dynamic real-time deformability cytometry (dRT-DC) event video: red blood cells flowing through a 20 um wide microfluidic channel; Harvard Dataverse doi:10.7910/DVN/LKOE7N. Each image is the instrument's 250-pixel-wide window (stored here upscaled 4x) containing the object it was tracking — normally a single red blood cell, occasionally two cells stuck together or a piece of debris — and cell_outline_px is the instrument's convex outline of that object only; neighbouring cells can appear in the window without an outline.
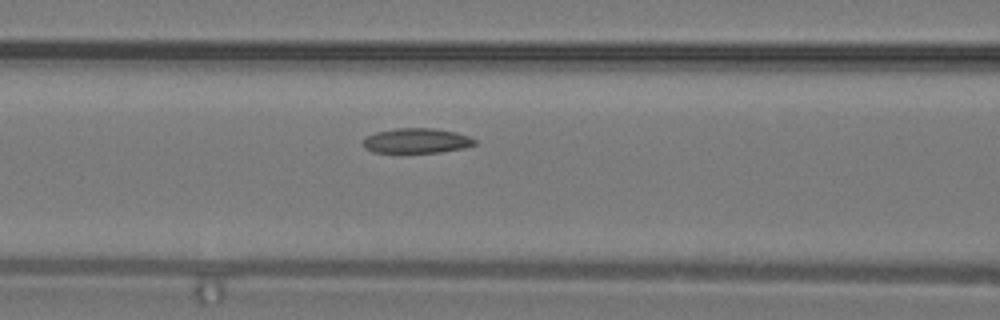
{"species": "common noctule bat (a hibernating species)", "species_latin": "Nyctalus noctula", "temperature_condition": "warm", "stored_images_in_passage": 10, "camera_frame_rate_fps": 3000, "um_per_image_px": 0.085, "animal": {"sex": "male", "body_mass_g": 19.2, "forearm_length_mm": 51.8}, "frame": {"image": 1, "passage_image": 9, "time_ms": 2.667, "image_size_px": [1000, 320], "cell_outline_px": [[476, 144], [464, 148], [440, 152], [372, 152], [364, 148], [364, 140], [368, 136], [376, 132], [396, 128], [432, 128], [456, 132], [468, 136], [476, 140]], "centroid_in_image_um": [35.43, 11.96], "position_along_channel_um": 131.2, "area_um2": 16.07}}